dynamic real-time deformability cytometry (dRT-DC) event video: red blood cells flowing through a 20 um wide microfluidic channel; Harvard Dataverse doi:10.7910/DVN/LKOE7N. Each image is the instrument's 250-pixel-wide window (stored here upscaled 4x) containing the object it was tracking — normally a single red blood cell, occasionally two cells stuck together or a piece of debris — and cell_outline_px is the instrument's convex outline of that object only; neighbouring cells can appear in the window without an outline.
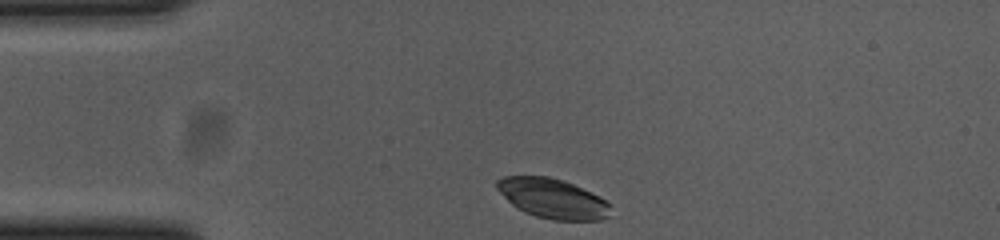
{"species": "common noctule bat (a hibernating species)", "species_latin": "Nyctalus noctula", "temperature_condition": "cold", "stored_images_in_passage": 35, "camera_frame_rate_fps": 3000, "um_per_image_px": 0.085, "animal": {"sex": "female", "body_mass_g": 23.0, "forearm_length_mm": 53.4}, "frame": {"image": 1, "passage_image": 1, "time_ms": 0.0, "image_size_px": [1000, 240], "cell_outline_px": [[608, 216], [604, 220], [552, 220], [536, 216], [524, 212], [516, 208], [496, 188], [496, 180], [500, 176], [548, 176], [564, 180], [600, 196], [608, 204]], "centroid_in_image_um": [46.93, 16.86], "position_along_channel_um": 38.1, "area_um2": 26.24}}
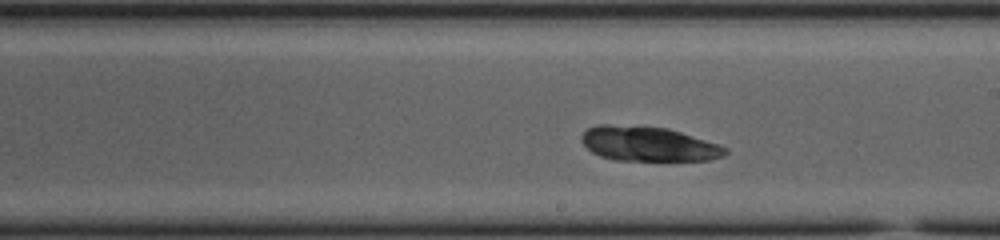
{"frame": {"image": 2, "passage_image": 20, "time_ms": 6.333, "image_size_px": [1000, 240], "cell_outline_px": [[728, 152], [724, 156], [708, 160], [616, 160], [600, 156], [592, 152], [580, 140], [580, 136], [588, 128], [596, 124], [608, 124], [668, 128], [720, 144], [728, 148]], "centroid_in_image_um": [55.11, 12.23], "position_along_channel_um": 233.9, "area_um2": 29.07}}
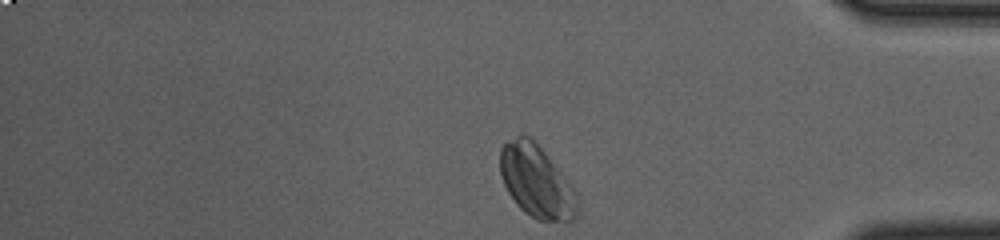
{"frame": {"image": 3, "passage_image": 35, "time_ms": 11.333, "image_size_px": [1000, 240], "cell_outline_px": [[580, 212], [572, 220], [536, 220], [524, 212], [516, 204], [508, 192], [504, 184], [500, 172], [500, 148], [504, 144], [520, 136], [528, 136], [544, 152], [572, 184], [580, 200]], "centroid_in_image_um": [45.64, 15.47], "position_along_channel_um": 389.6, "area_um2": 32.48}, "authors_computed_cell_mechanics": {"area_um2": 29.2468, "velocity_mm_per_s": 3.6015, "shape_relaxation_time_tau1_ms": 10.9223, "shape_relaxation_time_tau2_ms": 0.4434, "deformation_change_tau1": 0.0888, "deformation_change_tau2": 0.0435}}